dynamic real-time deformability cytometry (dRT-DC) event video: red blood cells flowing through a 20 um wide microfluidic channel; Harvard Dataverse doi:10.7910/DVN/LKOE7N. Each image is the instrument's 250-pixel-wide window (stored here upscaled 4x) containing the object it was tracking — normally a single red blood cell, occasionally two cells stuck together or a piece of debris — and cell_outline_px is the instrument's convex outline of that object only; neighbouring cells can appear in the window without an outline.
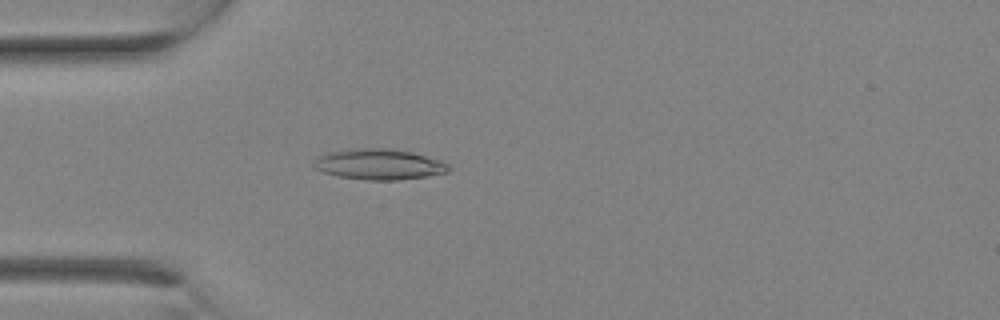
{"species": "Egyptian fruit bat (a non-hibernating species)", "species_latin": "Rousettus aegyptiacus", "temperature_condition": "room temperature", "stored_images_in_passage": 14, "camera_frame_rate_fps": 3000, "um_per_image_px": 0.085, "animal": {"sex": "female"}, "frame": {"image": 1, "passage_image": 2, "time_ms": 0.333, "image_size_px": [1000, 320], "cell_outline_px": [[452, 168], [448, 172], [424, 176], [396, 180], [368, 180], [340, 176], [324, 172], [312, 168], [312, 164], [316, 156], [328, 152], [356, 148], [388, 148], [412, 152], [444, 160]], "centroid_in_image_um": [32.22, 13.95], "position_along_channel_um": 52.8, "area_um2": 24.28}}
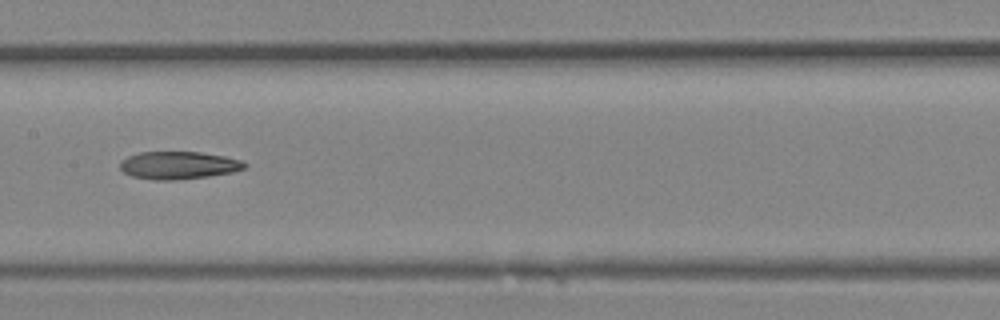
{"frame": {"image": 2, "passage_image": 8, "time_ms": 2.333, "image_size_px": [1000, 320], "cell_outline_px": [[248, 164], [244, 168], [232, 172], [208, 176], [176, 180], [156, 180], [132, 176], [124, 172], [120, 168], [120, 160], [128, 156], [140, 152], [200, 152], [224, 156], [240, 160]], "centroid_in_image_um": [15.15, 14.04], "position_along_channel_um": 192.2, "area_um2": 20.0}}
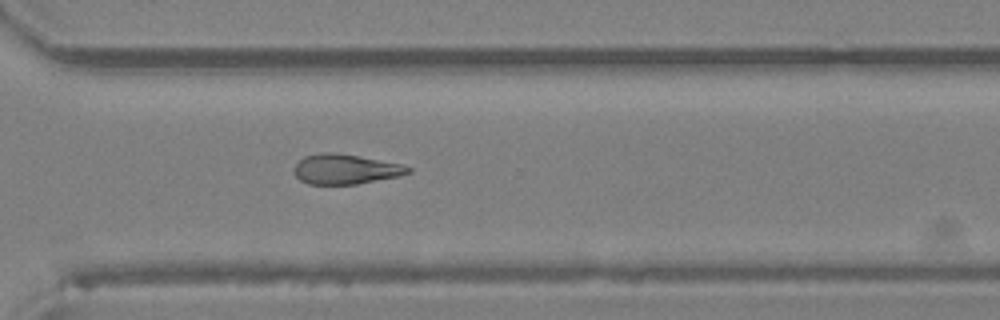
{"frame": {"image": 3, "passage_image": 14, "time_ms": 4.333, "image_size_px": [1000, 320], "cell_outline_px": [[412, 172], [400, 176], [356, 184], [308, 184], [300, 180], [296, 176], [292, 168], [304, 156], [320, 152], [332, 152], [356, 156], [400, 164], [412, 168]], "centroid_in_image_um": [29.33, 14.38], "position_along_channel_um": 341.3, "area_um2": 19.77}}